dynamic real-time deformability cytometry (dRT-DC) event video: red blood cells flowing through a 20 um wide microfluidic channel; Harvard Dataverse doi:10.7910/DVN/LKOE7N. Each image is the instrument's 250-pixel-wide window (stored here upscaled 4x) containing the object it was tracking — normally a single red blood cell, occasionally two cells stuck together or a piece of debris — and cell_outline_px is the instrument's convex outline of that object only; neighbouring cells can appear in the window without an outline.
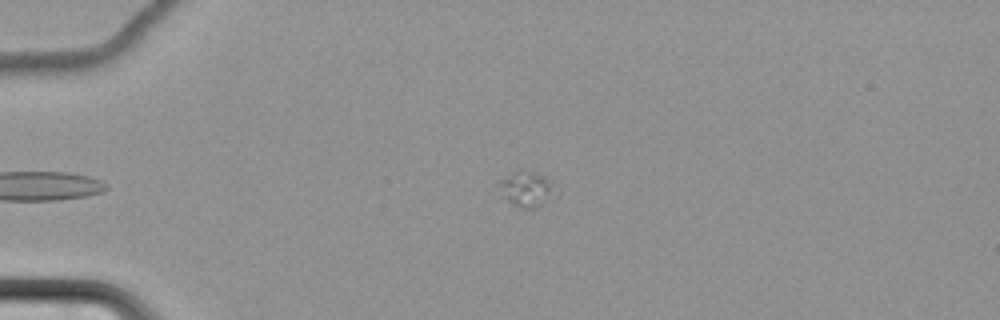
{"species": "common noctule bat (a hibernating species)", "species_latin": "Nyctalus noctula", "temperature_condition": "cold", "stored_images_in_passage": 48, "camera_frame_rate_fps": 3000, "um_per_image_px": 0.085, "animal": {"sex": "female", "body_mass_g": 22.7, "forearm_length_mm": 54.2}, "frame": {"image": 1, "passage_image": 2, "time_ms": 0.333, "image_size_px": [1000, 320], "cell_outline_px": [[560, 192], [552, 200], [536, 208], [524, 208], [512, 204], [508, 200], [496, 184], [500, 180], [516, 168], [520, 168], [544, 176], [552, 180]], "centroid_in_image_um": [44.85, 16.04], "position_along_channel_um": 40.2, "area_um2": 12.2}}
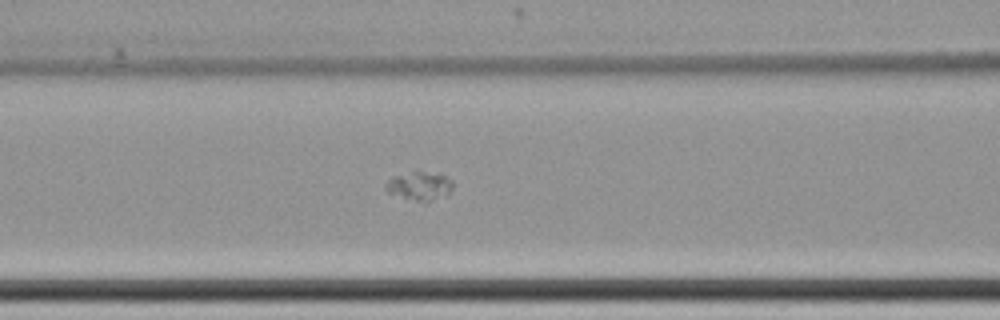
{"frame": {"image": 2, "passage_image": 14, "time_ms": 4.333, "image_size_px": [1000, 320], "cell_outline_px": [[452, 188], [448, 192], [428, 200], [416, 200], [388, 192], [384, 188], [384, 184], [392, 176], [416, 168], [440, 172], [452, 180]], "centroid_in_image_um": [35.62, 15.67], "position_along_channel_um": 131.0, "area_um2": 11.33}}
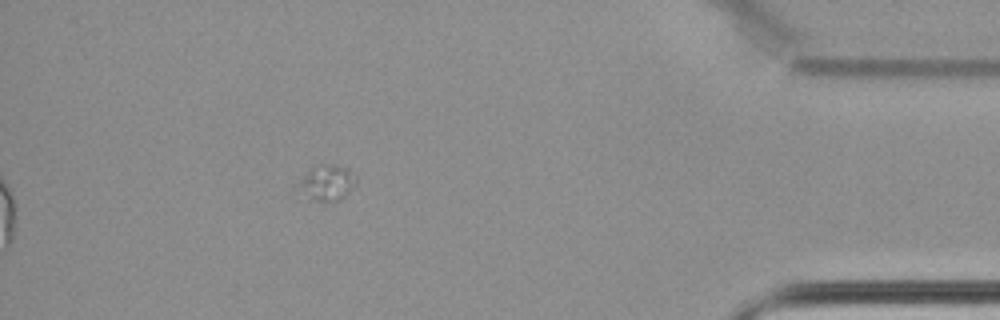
{"frame": {"image": 3, "passage_image": 42, "time_ms": 13.667, "image_size_px": [1000, 320], "cell_outline_px": [[356, 184], [336, 204], [320, 204], [308, 200], [300, 188], [300, 180], [316, 164], [336, 164], [348, 168], [356, 172]], "centroid_in_image_um": [27.85, 15.58], "position_along_channel_um": 407.3, "area_um2": 12.54}}